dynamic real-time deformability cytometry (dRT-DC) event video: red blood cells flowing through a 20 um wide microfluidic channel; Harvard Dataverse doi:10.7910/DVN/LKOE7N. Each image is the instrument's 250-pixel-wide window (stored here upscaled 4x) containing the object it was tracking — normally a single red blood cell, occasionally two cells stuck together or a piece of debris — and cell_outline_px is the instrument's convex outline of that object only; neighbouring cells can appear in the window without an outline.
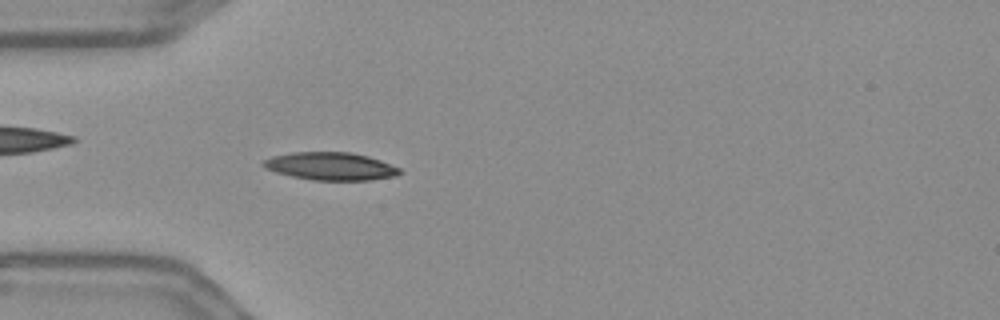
{"species": "Egyptian fruit bat (a non-hibernating species)", "species_latin": "Rousettus aegyptiacus", "temperature_condition": "warm", "stored_images_in_passage": 46, "camera_frame_rate_fps": 3000, "um_per_image_px": 0.085, "frame": {"image": 1, "passage_image": 7, "time_ms": 2.0, "image_size_px": [1000, 320], "cell_outline_px": [[400, 172], [396, 176], [368, 180], [312, 180], [292, 176], [276, 172], [264, 168], [260, 164], [264, 160], [272, 156], [292, 152], [352, 152], [368, 156], [380, 160], [400, 168]], "centroid_in_image_um": [28.07, 14.12], "position_along_channel_um": 56.9, "area_um2": 22.08}}
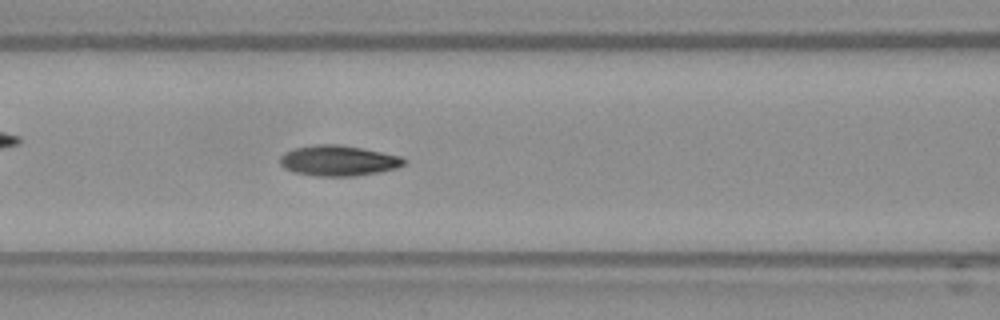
{"frame": {"image": 2, "passage_image": 14, "time_ms": 4.333, "image_size_px": [1000, 320], "cell_outline_px": [[408, 160], [404, 164], [396, 168], [380, 172], [356, 176], [312, 176], [292, 172], [284, 168], [280, 164], [280, 156], [284, 152], [296, 148], [312, 144], [340, 144], [400, 156]], "centroid_in_image_um": [28.73, 13.66], "position_along_channel_um": 137.9, "area_um2": 22.2}}
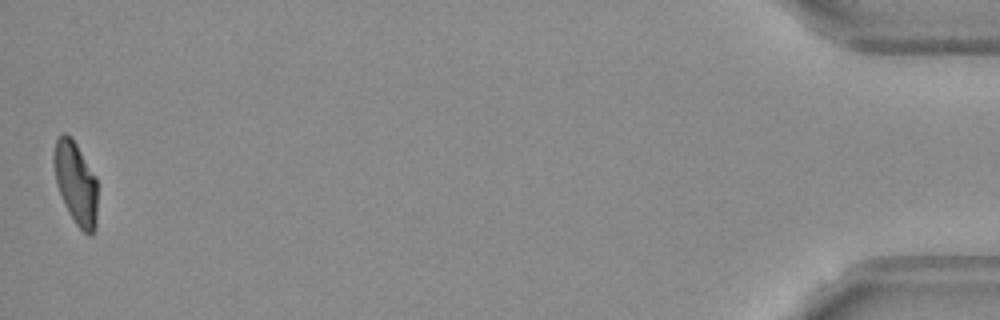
{"frame": {"image": 3, "passage_image": 46, "time_ms": 15.0, "image_size_px": [1000, 320], "cell_outline_px": [[96, 228], [92, 236], [88, 236], [76, 224], [64, 204], [56, 184], [52, 160], [52, 156], [56, 140], [64, 132], [76, 144], [96, 176]], "centroid_in_image_um": [6.43, 15.58], "position_along_channel_um": 428.8, "area_um2": 20.98}, "authors_computed_cell_mechanics": {"area_um2": 21.6172, "velocity_mm_per_s": 3.6232, "shape_relaxation_time_tau1_ms": 4.8374, "shape_relaxation_time_tau2_ms": 2.1435, "deformation_change_tau1": 0.1849, "deformation_change_tau2": 0.0694}}